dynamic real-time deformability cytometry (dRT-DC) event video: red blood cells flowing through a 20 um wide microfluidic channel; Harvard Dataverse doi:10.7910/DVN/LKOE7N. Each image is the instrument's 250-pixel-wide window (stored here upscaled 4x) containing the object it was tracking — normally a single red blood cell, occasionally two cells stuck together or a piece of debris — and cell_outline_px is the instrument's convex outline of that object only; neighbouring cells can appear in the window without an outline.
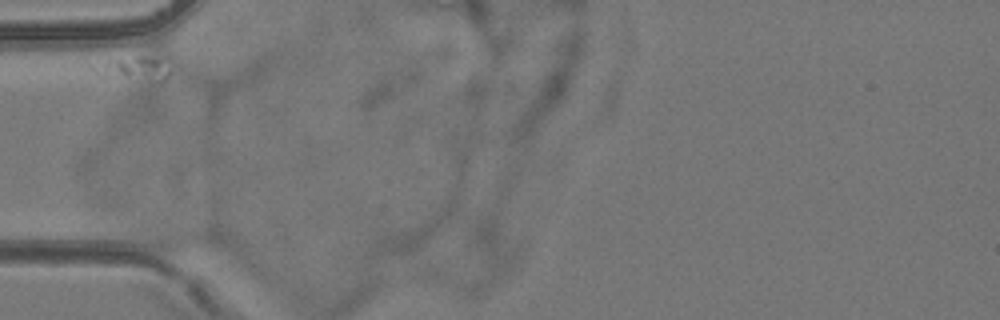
{"species": "common noctule bat (a hibernating species)", "species_latin": "Nyctalus noctula", "temperature_condition": "room temperature", "stored_images_in_passage": 3, "camera_frame_rate_fps": 3000, "um_per_image_px": 0.085, "animal": {"sex": "female", "body_mass_g": 24.6, "forearm_length_mm": 56.2}, "frame": {"image": 1, "passage_image": 1, "time_ms": 0.0, "image_size_px": [1000, 320], "cell_outline_px": [[168, 76], [160, 84], [104, 80], [88, 64], [108, 60], [136, 56], [144, 56], [156, 60], [168, 72]], "centroid_in_image_um": [11.17, 5.96], "position_along_channel_um": 73.8, "area_um2": 11.44}}